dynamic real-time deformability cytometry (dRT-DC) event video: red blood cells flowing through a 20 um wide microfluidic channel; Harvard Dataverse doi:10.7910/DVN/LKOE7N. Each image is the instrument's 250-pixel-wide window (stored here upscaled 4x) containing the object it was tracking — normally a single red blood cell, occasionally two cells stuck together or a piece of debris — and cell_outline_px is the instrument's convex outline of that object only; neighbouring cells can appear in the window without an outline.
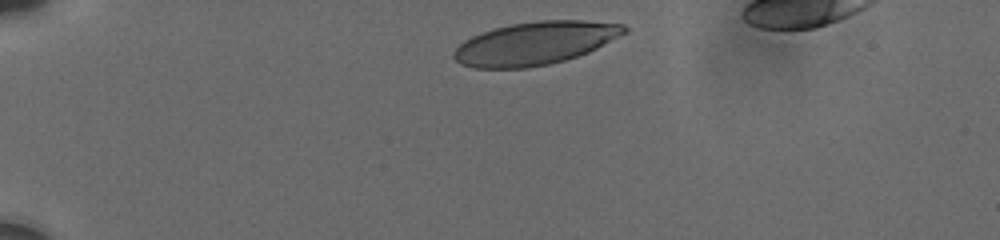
{"species": "human", "species_latin": "Homo sapiens", "temperature_condition": "cold", "stored_images_in_passage": 14, "camera_frame_rate_fps": 3000, "um_per_image_px": 0.085, "donor": {"sex": "male"}, "frame": {"image": 1, "passage_image": 1, "time_ms": 0.0, "image_size_px": [1000, 240], "cell_outline_px": [[628, 32], [588, 52], [564, 60], [548, 64], [524, 68], [472, 68], [460, 64], [452, 56], [456, 48], [464, 40], [472, 36], [496, 28], [512, 24], [540, 20], [584, 20], [624, 24], [628, 28]], "centroid_in_image_um": [45.49, 3.67], "position_along_channel_um": 39.5, "area_um2": 42.48}}